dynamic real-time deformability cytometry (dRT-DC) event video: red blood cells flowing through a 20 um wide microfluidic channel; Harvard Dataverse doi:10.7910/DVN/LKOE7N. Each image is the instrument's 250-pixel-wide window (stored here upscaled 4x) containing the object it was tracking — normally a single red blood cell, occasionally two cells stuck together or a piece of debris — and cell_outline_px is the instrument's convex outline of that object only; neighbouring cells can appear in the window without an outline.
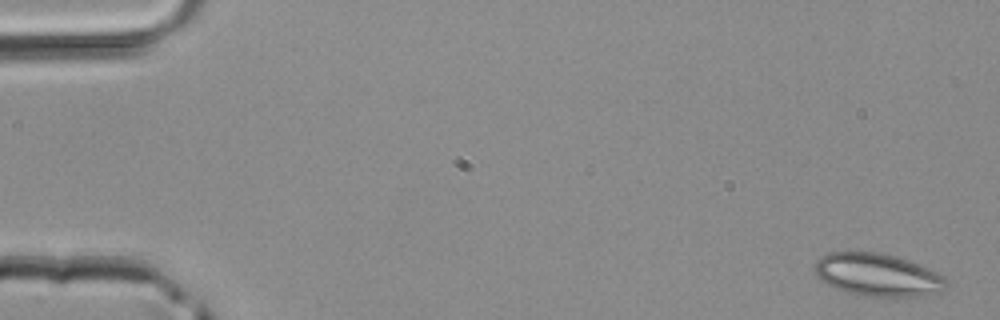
{"species": "common noctule bat (a hibernating species)", "species_latin": "Nyctalus noctula", "temperature_condition": "room temperature", "stored_images_in_passage": 3, "camera_frame_rate_fps": 3000, "um_per_image_px": 0.085, "animal": {"sex": "male", "body_mass_g": 20.4}, "frame": {"image": 1, "passage_image": 1, "time_ms": 0.0, "image_size_px": [1000, 320], "cell_outline_px": [[948, 288], [940, 292], [928, 296], [856, 296], [836, 288], [820, 280], [816, 272], [816, 260], [820, 256], [828, 252], [884, 252], [908, 260], [936, 272], [944, 276], [948, 280]], "centroid_in_image_um": [74.63, 23.37], "position_along_channel_um": 10.4, "area_um2": 33.06}}